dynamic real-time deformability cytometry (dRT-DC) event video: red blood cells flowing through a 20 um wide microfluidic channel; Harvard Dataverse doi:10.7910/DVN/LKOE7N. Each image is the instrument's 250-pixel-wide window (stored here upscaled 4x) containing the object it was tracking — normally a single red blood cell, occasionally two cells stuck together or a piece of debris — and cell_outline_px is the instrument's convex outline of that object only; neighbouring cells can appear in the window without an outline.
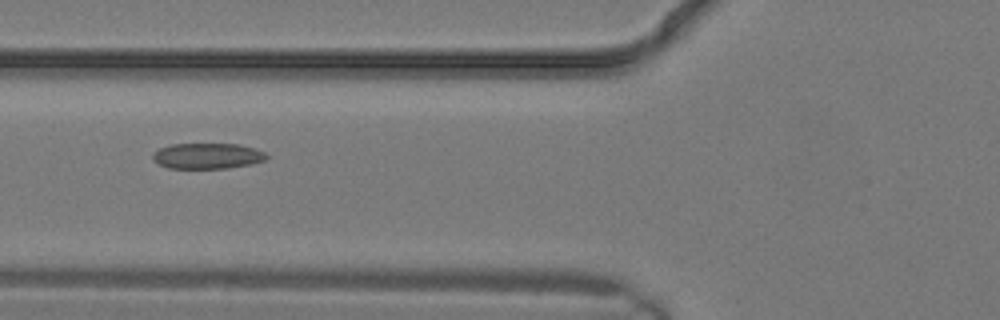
{"species": "common noctule bat (a hibernating species)", "species_latin": "Nyctalus noctula", "temperature_condition": "warm", "stored_images_in_passage": 3, "camera_frame_rate_fps": 3000, "um_per_image_px": 0.085, "animal": {"sex": "male", "body_mass_g": 19.2, "forearm_length_mm": 51.8}, "frame": {"image": 1, "passage_image": 3, "time_ms": 0.667, "image_size_px": [1000, 320], "cell_outline_px": [[268, 156], [264, 160], [252, 164], [228, 168], [168, 168], [152, 160], [152, 152], [160, 148], [172, 144], [240, 144], [264, 152]], "centroid_in_image_um": [17.6, 13.25], "position_along_channel_um": 108.2, "area_um2": 16.99}}